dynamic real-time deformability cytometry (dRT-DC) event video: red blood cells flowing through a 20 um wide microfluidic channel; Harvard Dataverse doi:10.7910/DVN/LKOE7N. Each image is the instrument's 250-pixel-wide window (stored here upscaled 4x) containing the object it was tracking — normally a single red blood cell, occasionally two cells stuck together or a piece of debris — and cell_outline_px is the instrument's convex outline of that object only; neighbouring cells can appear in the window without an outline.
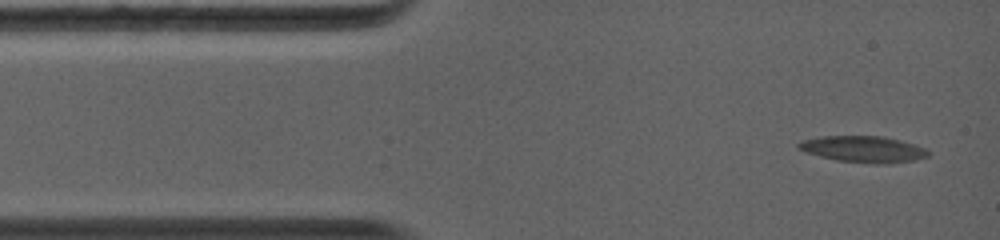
{"species": "common noctule bat (a hibernating species)", "species_latin": "Nyctalus noctula", "temperature_condition": "warm", "stored_images_in_passage": 39, "camera_frame_rate_fps": 5000, "um_per_image_px": 0.085, "animal": {"sex": "female", "body_mass_g": 19.0, "forearm_length_mm": 56.7}, "frame": {"image": 1, "passage_image": 1, "time_ms": 0.0, "image_size_px": [1000, 240], "cell_outline_px": [[928, 156], [916, 160], [876, 164], [836, 160], [820, 156], [796, 148], [796, 144], [800, 140], [820, 136], [884, 136], [916, 144], [924, 148], [928, 152]], "centroid_in_image_um": [73.35, 12.66], "position_along_channel_um": 11.6, "area_um2": 19.88}}
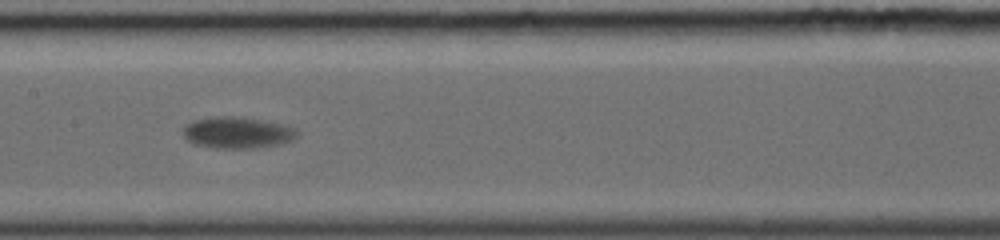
{"frame": {"image": 2, "passage_image": 12, "time_ms": 5.8, "image_size_px": [1000, 240], "cell_outline_px": [[296, 136], [292, 140], [280, 144], [252, 148], [216, 148], [196, 144], [188, 140], [184, 136], [184, 128], [188, 124], [196, 120], [232, 116], [260, 120], [280, 124], [292, 128], [296, 132]], "centroid_in_image_um": [20.17, 11.3], "position_along_channel_um": 187.2, "area_um2": 20.06}}
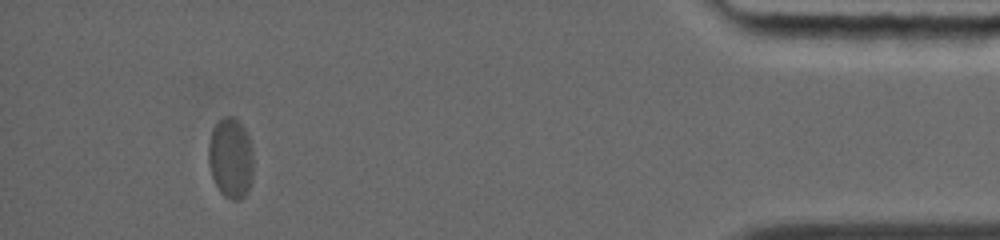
{"frame": {"image": 3, "passage_image": 34, "time_ms": 13.2, "image_size_px": [1000, 240], "cell_outline_px": [[252, 180], [248, 192], [240, 200], [232, 200], [224, 196], [220, 192], [212, 176], [208, 164], [208, 144], [212, 128], [224, 116], [232, 116], [244, 128], [248, 136], [252, 148]], "centroid_in_image_um": [19.6, 13.46], "position_along_channel_um": 415.6, "area_um2": 21.15}, "authors_computed_cell_mechanics": {"area_um2": 20.6924, "velocity_mm_per_s": 4.0612, "shape_relaxation_time_tau1_ms": 2.0398, "shape_relaxation_time_tau2_ms": null, "deformation_change_tau1": 0.1139, "deformation_change_tau2": null}}